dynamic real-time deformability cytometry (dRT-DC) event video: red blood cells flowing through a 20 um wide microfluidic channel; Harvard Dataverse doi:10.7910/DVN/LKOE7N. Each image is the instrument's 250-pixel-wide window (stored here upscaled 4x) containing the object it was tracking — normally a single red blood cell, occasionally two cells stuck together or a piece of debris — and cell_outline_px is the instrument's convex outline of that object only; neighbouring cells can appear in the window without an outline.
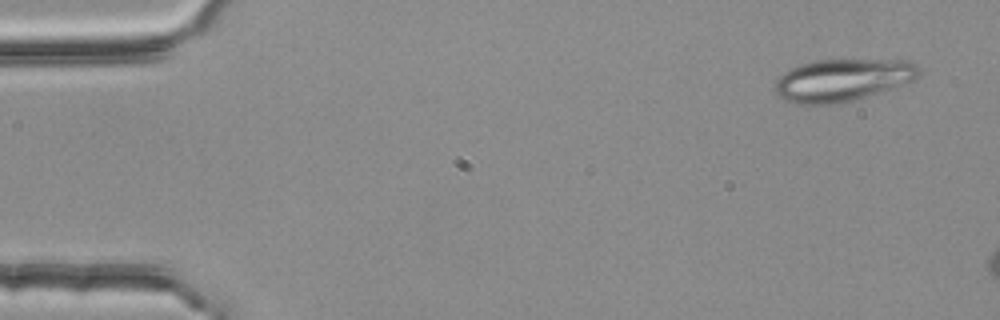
{"species": "common noctule bat (a hibernating species)", "species_latin": "Nyctalus noctula", "temperature_condition": "room temperature", "stored_images_in_passage": 4, "camera_frame_rate_fps": 3000, "um_per_image_px": 0.085, "animal": {"sex": "female", "body_mass_g": 25.1}, "frame": {"image": 1, "passage_image": 1, "time_ms": 0.0, "image_size_px": [1000, 320], "cell_outline_px": [[920, 72], [916, 80], [852, 100], [832, 104], [796, 104], [784, 100], [772, 88], [776, 80], [788, 68], [800, 64], [816, 60], [908, 60], [916, 64], [920, 68]], "centroid_in_image_um": [71.58, 6.79], "position_along_channel_um": 13.4, "area_um2": 35.49}}